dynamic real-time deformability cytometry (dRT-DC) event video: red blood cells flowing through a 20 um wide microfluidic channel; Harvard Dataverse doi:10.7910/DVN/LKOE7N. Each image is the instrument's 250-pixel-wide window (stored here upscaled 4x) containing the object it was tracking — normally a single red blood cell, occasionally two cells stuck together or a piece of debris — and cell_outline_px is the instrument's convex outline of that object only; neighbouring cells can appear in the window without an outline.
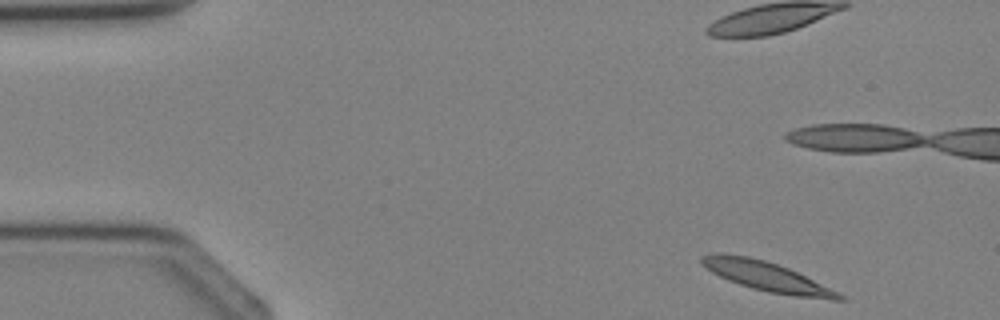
{"species": "Egyptian fruit bat (a non-hibernating species)", "species_latin": "Rousettus aegyptiacus", "temperature_condition": "cold", "stored_images_in_passage": 3, "camera_frame_rate_fps": 3000, "um_per_image_px": 0.085, "animal": {"sex": "female"}, "frame": {"image": 1, "passage_image": 1, "time_ms": 0.0, "image_size_px": [1000, 320], "cell_outline_px": [[848, 300], [832, 300], [796, 296], [768, 292], [752, 288], [728, 280], [712, 272], [700, 264], [700, 256], [712, 252], [720, 252], [748, 256], [764, 260], [788, 268], [840, 292]], "centroid_in_image_um": [65.15, 23.49], "position_along_channel_um": 19.8, "area_um2": 23.7}}